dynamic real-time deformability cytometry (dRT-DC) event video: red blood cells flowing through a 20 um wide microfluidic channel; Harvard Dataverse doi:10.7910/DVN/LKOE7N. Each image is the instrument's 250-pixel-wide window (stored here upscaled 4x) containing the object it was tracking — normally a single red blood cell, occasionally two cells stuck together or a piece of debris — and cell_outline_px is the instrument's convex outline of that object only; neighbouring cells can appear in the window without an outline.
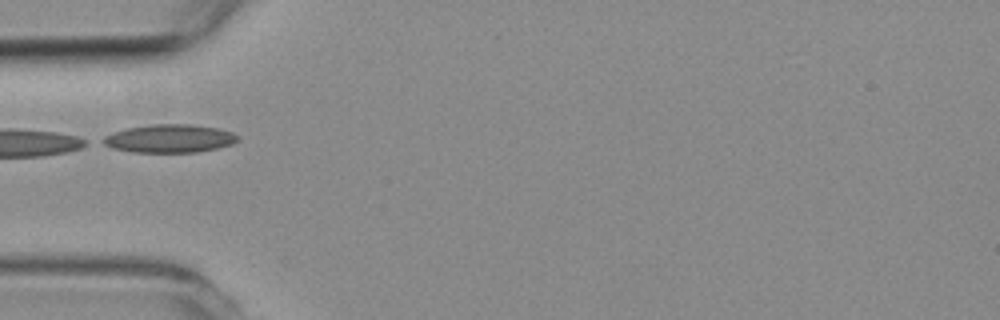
{"species": "common noctule bat (a hibernating species)", "species_latin": "Nyctalus noctula", "temperature_condition": "room temperature", "stored_images_in_passage": 5, "camera_frame_rate_fps": 3000, "um_per_image_px": 0.085, "animal": {"sex": "female", "body_mass_g": 19.3, "forearm_length_mm": 54.1}, "frame": {"image": 1, "passage_image": 5, "time_ms": 5.333, "image_size_px": [1000, 320], "cell_outline_px": [[240, 140], [232, 144], [216, 148], [196, 152], [132, 152], [112, 148], [96, 140], [112, 132], [128, 128], [152, 124], [192, 124], [220, 128], [232, 132]], "centroid_in_image_um": [14.37, 11.77], "position_along_channel_um": 70.6, "area_um2": 22.31}}